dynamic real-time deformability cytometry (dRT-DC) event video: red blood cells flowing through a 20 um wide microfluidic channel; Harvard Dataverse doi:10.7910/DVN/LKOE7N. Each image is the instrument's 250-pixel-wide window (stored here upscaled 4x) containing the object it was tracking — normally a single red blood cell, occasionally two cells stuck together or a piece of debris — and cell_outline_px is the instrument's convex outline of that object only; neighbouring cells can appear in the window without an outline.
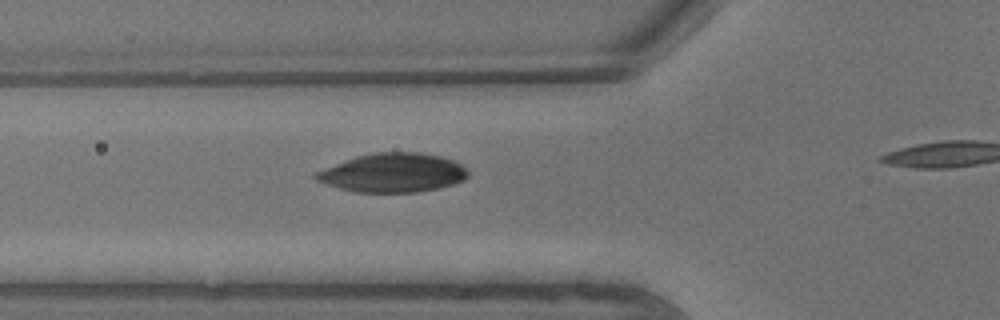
{"species": "common noctule bat (a hibernating species)", "species_latin": "Nyctalus noctula", "temperature_condition": "warm", "stored_images_in_passage": 4, "camera_frame_rate_fps": 3000, "um_per_image_px": 0.085, "animal": {"sex": "male", "body_mass_g": 13.3}, "frame": {"image": 1, "passage_image": 4, "time_ms": 1.0, "image_size_px": [1000, 320], "cell_outline_px": [[468, 176], [464, 180], [440, 188], [416, 192], [352, 192], [316, 180], [312, 176], [316, 172], [356, 156], [372, 152], [420, 152], [440, 156], [452, 160], [468, 168]], "centroid_in_image_um": [33.42, 14.68], "position_along_channel_um": 92.4, "area_um2": 34.45}}